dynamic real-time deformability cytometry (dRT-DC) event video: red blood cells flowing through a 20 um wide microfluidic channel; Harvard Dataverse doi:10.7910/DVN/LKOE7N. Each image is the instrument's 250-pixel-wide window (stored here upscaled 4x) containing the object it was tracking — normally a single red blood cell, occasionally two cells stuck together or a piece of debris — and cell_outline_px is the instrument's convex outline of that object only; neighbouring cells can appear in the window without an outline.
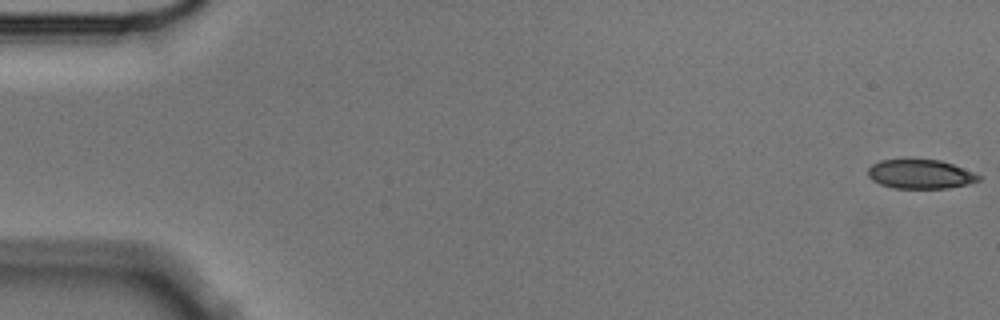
{"species": "Egyptian fruit bat (a non-hibernating species)", "species_latin": "Rousettus aegyptiacus", "temperature_condition": "cold", "stored_images_in_passage": 6, "camera_frame_rate_fps": 3000, "um_per_image_px": 0.085, "animal": {"sex": "male"}, "frame": {"image": 1, "passage_image": 1, "time_ms": 0.0, "image_size_px": [1000, 320], "cell_outline_px": [[980, 180], [968, 184], [948, 188], [896, 188], [880, 184], [872, 180], [868, 176], [868, 168], [872, 164], [880, 160], [940, 160], [952, 164], [972, 172], [980, 176]], "centroid_in_image_um": [78.21, 14.81], "position_along_channel_um": 6.8, "area_um2": 18.55}}
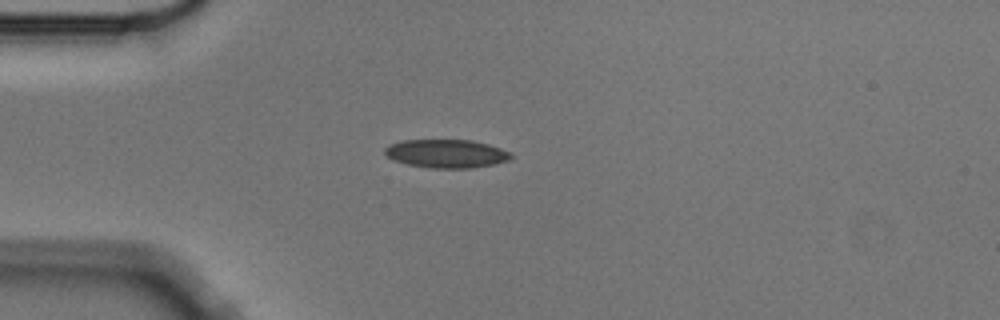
{"frame": {"image": 2, "passage_image": 4, "time_ms": 1.0, "image_size_px": [1000, 320], "cell_outline_px": [[512, 156], [508, 160], [492, 164], [472, 168], [432, 168], [408, 164], [392, 160], [384, 152], [384, 148], [388, 144], [404, 140], [472, 140], [488, 144], [512, 152]], "centroid_in_image_um": [37.93, 13.05], "position_along_channel_um": 47.1, "area_um2": 20.87}}
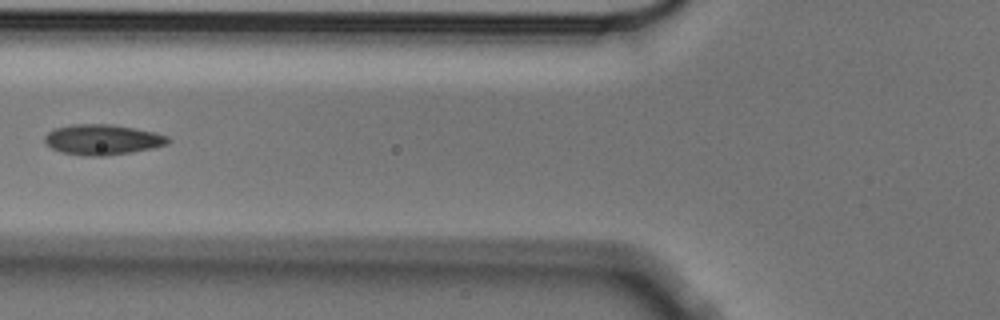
{"frame": {"image": 3, "passage_image": 6, "time_ms": 1.667, "image_size_px": [1000, 320], "cell_outline_px": [[172, 140], [168, 144], [152, 148], [132, 152], [104, 156], [84, 156], [60, 152], [52, 148], [44, 140], [44, 136], [48, 132], [56, 128], [72, 124], [112, 124], [156, 132], [168, 136]], "centroid_in_image_um": [8.74, 11.87], "position_along_channel_um": 117.1, "area_um2": 21.96}}